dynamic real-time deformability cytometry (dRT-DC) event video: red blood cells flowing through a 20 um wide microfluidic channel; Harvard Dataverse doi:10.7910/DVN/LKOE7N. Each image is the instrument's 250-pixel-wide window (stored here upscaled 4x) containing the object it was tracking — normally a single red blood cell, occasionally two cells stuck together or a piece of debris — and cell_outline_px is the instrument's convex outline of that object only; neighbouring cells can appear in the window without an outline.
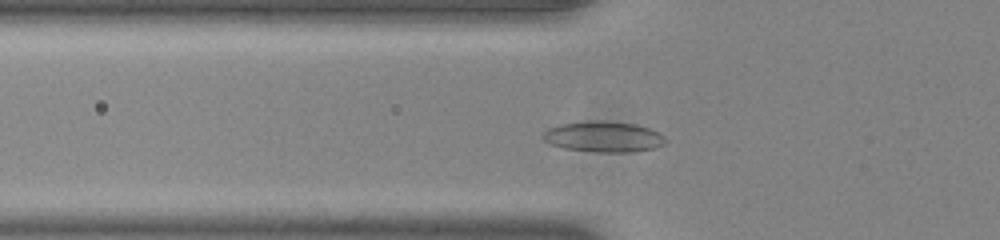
{"species": "common noctule bat (a hibernating species)", "species_latin": "Nyctalus noctula", "temperature_condition": "room temperature", "stored_images_in_passage": 37, "camera_frame_rate_fps": 3000, "um_per_image_px": 0.085, "animal": {"sex": "male", "body_mass_g": 20.0, "forearm_length_mm": 53.3}, "frame": {"image": 1, "passage_image": 2, "time_ms": 0.333, "image_size_px": [1000, 240], "cell_outline_px": [[668, 140], [664, 144], [652, 148], [632, 152], [600, 152], [564, 148], [552, 144], [544, 140], [544, 132], [548, 128], [560, 124], [584, 120], [600, 120], [636, 124], [648, 128], [664, 136]], "centroid_in_image_um": [51.3, 11.61], "position_along_channel_um": 74.5, "area_um2": 21.85}}
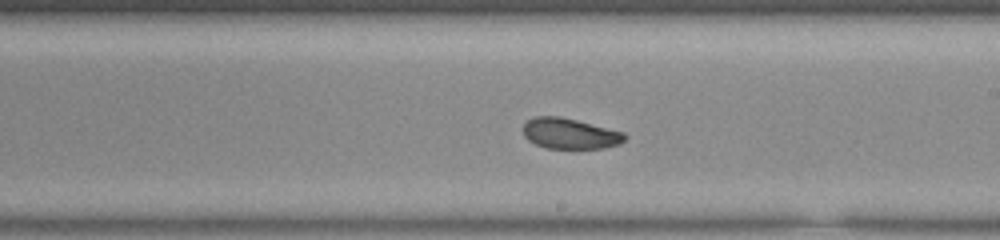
{"frame": {"image": 2, "passage_image": 15, "time_ms": 4.667, "image_size_px": [1000, 240], "cell_outline_px": [[628, 136], [620, 144], [604, 148], [548, 148], [536, 144], [528, 140], [524, 136], [524, 124], [528, 120], [536, 116], [560, 116], [624, 132]], "centroid_in_image_um": [48.46, 11.35], "position_along_channel_um": 240.5, "area_um2": 18.03}}
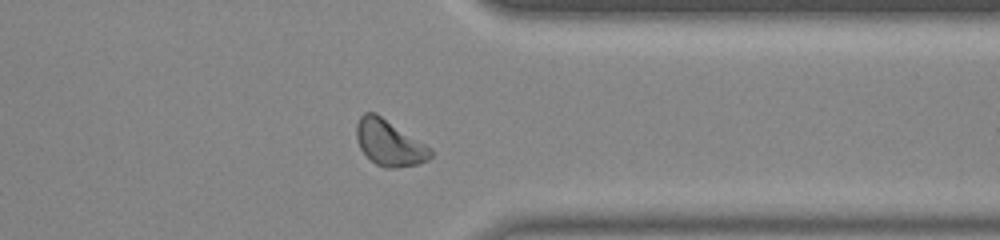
{"frame": {"image": 3, "passage_image": 26, "time_ms": 8.333, "image_size_px": [1000, 240], "cell_outline_px": [[432, 156], [428, 160], [420, 164], [396, 168], [384, 168], [376, 164], [360, 148], [356, 136], [356, 124], [360, 116], [364, 112], [376, 112], [432, 148]], "centroid_in_image_um": [33.11, 12.14], "position_along_channel_um": 378.3, "area_um2": 19.94}, "authors_computed_cell_mechanics": {"area_um2": 18.6116, "velocity_mm_per_s": 3.8359, "shape_relaxation_time_tau1_ms": 5.5345, "shape_relaxation_time_tau2_ms": 7.5796, "deformation_change_tau1": 0.1013, "deformation_change_tau2": 0.1108}}